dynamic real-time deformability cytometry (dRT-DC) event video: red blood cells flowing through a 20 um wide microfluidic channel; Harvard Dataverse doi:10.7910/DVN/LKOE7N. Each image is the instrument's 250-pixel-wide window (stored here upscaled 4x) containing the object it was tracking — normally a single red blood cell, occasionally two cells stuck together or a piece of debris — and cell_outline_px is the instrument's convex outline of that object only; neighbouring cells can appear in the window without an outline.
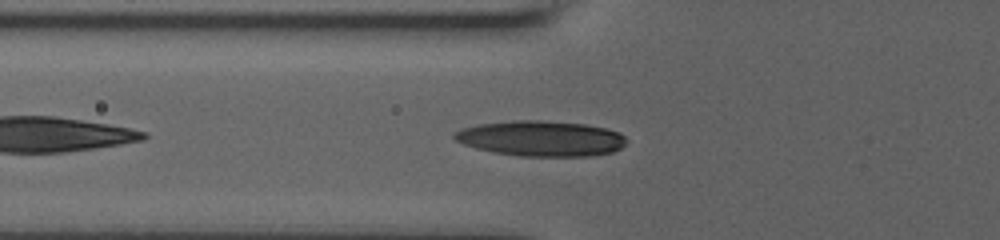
{"species": "human", "species_latin": "Homo sapiens", "temperature_condition": "room temperature", "stored_images_in_passage": 6, "camera_frame_rate_fps": 3000, "um_per_image_px": 0.085, "donor": {"sex": "male"}, "frame": {"image": 1, "passage_image": 3, "time_ms": 1.333, "image_size_px": [1000, 240], "cell_outline_px": [[628, 140], [620, 148], [612, 152], [592, 156], [520, 156], [492, 152], [476, 148], [464, 144], [456, 140], [452, 136], [460, 128], [476, 124], [512, 120], [540, 120], [584, 124], [604, 128], [620, 132]], "centroid_in_image_um": [45.97, 11.77], "position_along_channel_um": 79.8, "area_um2": 35.66}}
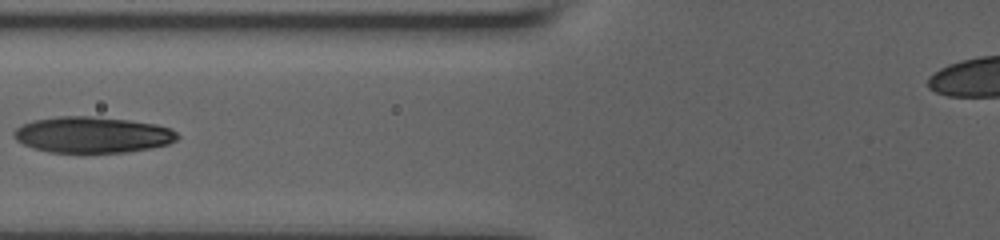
{"frame": {"image": 2, "passage_image": 5, "time_ms": 2.333, "image_size_px": [1000, 240], "cell_outline_px": [[180, 136], [176, 140], [168, 144], [152, 148], [128, 152], [48, 152], [32, 148], [16, 140], [12, 136], [12, 132], [20, 124], [32, 120], [60, 116], [92, 116], [128, 120], [156, 124], [172, 128]], "centroid_in_image_um": [7.84, 11.45], "position_along_channel_um": 118.0, "area_um2": 34.68}}